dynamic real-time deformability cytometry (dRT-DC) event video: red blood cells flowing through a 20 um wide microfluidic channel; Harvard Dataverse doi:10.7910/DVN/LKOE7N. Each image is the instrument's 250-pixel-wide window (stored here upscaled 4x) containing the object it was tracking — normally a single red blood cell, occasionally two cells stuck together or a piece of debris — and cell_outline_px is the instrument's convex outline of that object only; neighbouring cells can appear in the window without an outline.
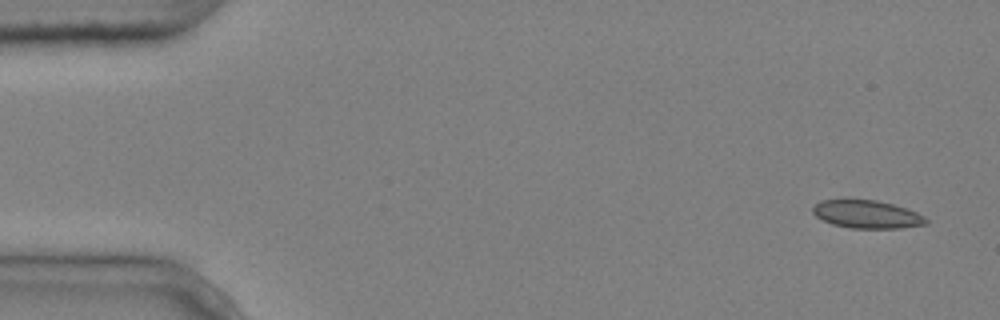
{"species": "common noctule bat (a hibernating species)", "species_latin": "Nyctalus noctula", "temperature_condition": "cold", "stored_images_in_passage": 5, "camera_frame_rate_fps": 3000, "um_per_image_px": 0.085, "animal": {"sex": "male", "body_mass_g": 20.4}, "frame": {"image": 1, "passage_image": 1, "time_ms": 0.0, "image_size_px": [1000, 320], "cell_outline_px": [[928, 224], [900, 228], [852, 228], [832, 224], [816, 216], [812, 212], [812, 208], [820, 200], [848, 196], [876, 200], [892, 204], [916, 212], [924, 216], [928, 220]], "centroid_in_image_um": [73.63, 18.16], "position_along_channel_um": 11.4, "area_um2": 19.07}}
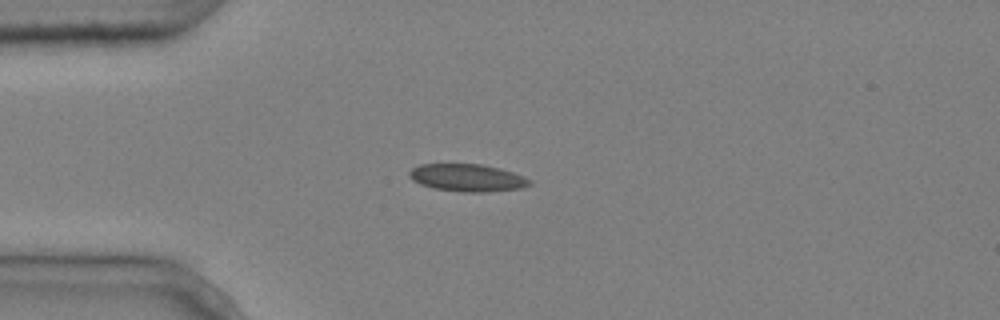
{"frame": {"image": 2, "passage_image": 4, "time_ms": 1.0, "image_size_px": [1000, 320], "cell_outline_px": [[532, 184], [524, 188], [488, 192], [460, 192], [432, 188], [420, 184], [412, 180], [408, 176], [408, 172], [412, 168], [420, 164], [480, 164], [500, 168], [524, 176], [532, 180]], "centroid_in_image_um": [39.73, 15.12], "position_along_channel_um": 45.3, "area_um2": 19.54}}